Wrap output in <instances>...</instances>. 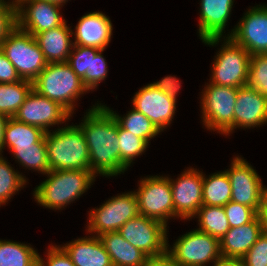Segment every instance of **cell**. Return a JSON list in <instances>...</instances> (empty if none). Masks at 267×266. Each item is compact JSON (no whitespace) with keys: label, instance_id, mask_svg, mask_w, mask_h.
Listing matches in <instances>:
<instances>
[{"label":"cell","instance_id":"obj_37","mask_svg":"<svg viewBox=\"0 0 267 266\" xmlns=\"http://www.w3.org/2000/svg\"><path fill=\"white\" fill-rule=\"evenodd\" d=\"M244 266H267V233L262 232L255 244L241 258Z\"/></svg>","mask_w":267,"mask_h":266},{"label":"cell","instance_id":"obj_14","mask_svg":"<svg viewBox=\"0 0 267 266\" xmlns=\"http://www.w3.org/2000/svg\"><path fill=\"white\" fill-rule=\"evenodd\" d=\"M224 37H230L251 55L267 53V4L247 9L238 24Z\"/></svg>","mask_w":267,"mask_h":266},{"label":"cell","instance_id":"obj_22","mask_svg":"<svg viewBox=\"0 0 267 266\" xmlns=\"http://www.w3.org/2000/svg\"><path fill=\"white\" fill-rule=\"evenodd\" d=\"M61 247L75 266H113L99 236L80 237Z\"/></svg>","mask_w":267,"mask_h":266},{"label":"cell","instance_id":"obj_4","mask_svg":"<svg viewBox=\"0 0 267 266\" xmlns=\"http://www.w3.org/2000/svg\"><path fill=\"white\" fill-rule=\"evenodd\" d=\"M32 85L37 93L58 102L71 115L80 96L89 92L67 62L48 63Z\"/></svg>","mask_w":267,"mask_h":266},{"label":"cell","instance_id":"obj_16","mask_svg":"<svg viewBox=\"0 0 267 266\" xmlns=\"http://www.w3.org/2000/svg\"><path fill=\"white\" fill-rule=\"evenodd\" d=\"M61 5L41 0H19L16 3L17 26L35 36L45 30L63 25Z\"/></svg>","mask_w":267,"mask_h":266},{"label":"cell","instance_id":"obj_21","mask_svg":"<svg viewBox=\"0 0 267 266\" xmlns=\"http://www.w3.org/2000/svg\"><path fill=\"white\" fill-rule=\"evenodd\" d=\"M262 232L258 214L249 223L230 228L220 240L221 256L224 258L241 259L255 244Z\"/></svg>","mask_w":267,"mask_h":266},{"label":"cell","instance_id":"obj_48","mask_svg":"<svg viewBox=\"0 0 267 266\" xmlns=\"http://www.w3.org/2000/svg\"><path fill=\"white\" fill-rule=\"evenodd\" d=\"M19 0H12V2L17 3Z\"/></svg>","mask_w":267,"mask_h":266},{"label":"cell","instance_id":"obj_18","mask_svg":"<svg viewBox=\"0 0 267 266\" xmlns=\"http://www.w3.org/2000/svg\"><path fill=\"white\" fill-rule=\"evenodd\" d=\"M72 31L73 45L106 49L111 42L113 25L109 16L102 12H90L83 15Z\"/></svg>","mask_w":267,"mask_h":266},{"label":"cell","instance_id":"obj_2","mask_svg":"<svg viewBox=\"0 0 267 266\" xmlns=\"http://www.w3.org/2000/svg\"><path fill=\"white\" fill-rule=\"evenodd\" d=\"M46 176L33 191L34 201L58 211L87 192L97 177L91 170H50Z\"/></svg>","mask_w":267,"mask_h":266},{"label":"cell","instance_id":"obj_47","mask_svg":"<svg viewBox=\"0 0 267 266\" xmlns=\"http://www.w3.org/2000/svg\"><path fill=\"white\" fill-rule=\"evenodd\" d=\"M41 1L53 2V3L59 4L61 6H64V4H66V2H68V0H41Z\"/></svg>","mask_w":267,"mask_h":266},{"label":"cell","instance_id":"obj_32","mask_svg":"<svg viewBox=\"0 0 267 266\" xmlns=\"http://www.w3.org/2000/svg\"><path fill=\"white\" fill-rule=\"evenodd\" d=\"M27 178L0 155V206H4L21 188H24Z\"/></svg>","mask_w":267,"mask_h":266},{"label":"cell","instance_id":"obj_19","mask_svg":"<svg viewBox=\"0 0 267 266\" xmlns=\"http://www.w3.org/2000/svg\"><path fill=\"white\" fill-rule=\"evenodd\" d=\"M266 123L267 97L247 86L239 87L234 107V129H250Z\"/></svg>","mask_w":267,"mask_h":266},{"label":"cell","instance_id":"obj_43","mask_svg":"<svg viewBox=\"0 0 267 266\" xmlns=\"http://www.w3.org/2000/svg\"><path fill=\"white\" fill-rule=\"evenodd\" d=\"M143 266H177L172 257L166 252L159 256L148 257Z\"/></svg>","mask_w":267,"mask_h":266},{"label":"cell","instance_id":"obj_39","mask_svg":"<svg viewBox=\"0 0 267 266\" xmlns=\"http://www.w3.org/2000/svg\"><path fill=\"white\" fill-rule=\"evenodd\" d=\"M105 49H101L96 55H91L90 64V91L97 89L99 84L106 79L108 73V65L106 59L102 55Z\"/></svg>","mask_w":267,"mask_h":266},{"label":"cell","instance_id":"obj_45","mask_svg":"<svg viewBox=\"0 0 267 266\" xmlns=\"http://www.w3.org/2000/svg\"><path fill=\"white\" fill-rule=\"evenodd\" d=\"M9 118V116L0 112V155H2V152L4 150V133Z\"/></svg>","mask_w":267,"mask_h":266},{"label":"cell","instance_id":"obj_42","mask_svg":"<svg viewBox=\"0 0 267 266\" xmlns=\"http://www.w3.org/2000/svg\"><path fill=\"white\" fill-rule=\"evenodd\" d=\"M155 88L160 89L170 98L177 100L178 92L181 88V80L175 76H166L159 81L151 83Z\"/></svg>","mask_w":267,"mask_h":266},{"label":"cell","instance_id":"obj_44","mask_svg":"<svg viewBox=\"0 0 267 266\" xmlns=\"http://www.w3.org/2000/svg\"><path fill=\"white\" fill-rule=\"evenodd\" d=\"M258 216L261 221L262 231L267 233V187L266 186H264L262 192V200Z\"/></svg>","mask_w":267,"mask_h":266},{"label":"cell","instance_id":"obj_38","mask_svg":"<svg viewBox=\"0 0 267 266\" xmlns=\"http://www.w3.org/2000/svg\"><path fill=\"white\" fill-rule=\"evenodd\" d=\"M11 0L0 2V42L16 26V3Z\"/></svg>","mask_w":267,"mask_h":266},{"label":"cell","instance_id":"obj_40","mask_svg":"<svg viewBox=\"0 0 267 266\" xmlns=\"http://www.w3.org/2000/svg\"><path fill=\"white\" fill-rule=\"evenodd\" d=\"M46 251V260L38 255V266H75L60 245H50Z\"/></svg>","mask_w":267,"mask_h":266},{"label":"cell","instance_id":"obj_41","mask_svg":"<svg viewBox=\"0 0 267 266\" xmlns=\"http://www.w3.org/2000/svg\"><path fill=\"white\" fill-rule=\"evenodd\" d=\"M14 65L7 59L5 53L0 49V83H14L20 81Z\"/></svg>","mask_w":267,"mask_h":266},{"label":"cell","instance_id":"obj_34","mask_svg":"<svg viewBox=\"0 0 267 266\" xmlns=\"http://www.w3.org/2000/svg\"><path fill=\"white\" fill-rule=\"evenodd\" d=\"M118 141L120 146V161L128 169L133 164V160L137 156H141L146 152L149 143L132 134L131 132L122 129L118 124Z\"/></svg>","mask_w":267,"mask_h":266},{"label":"cell","instance_id":"obj_27","mask_svg":"<svg viewBox=\"0 0 267 266\" xmlns=\"http://www.w3.org/2000/svg\"><path fill=\"white\" fill-rule=\"evenodd\" d=\"M38 255L29 243L0 239V266H38Z\"/></svg>","mask_w":267,"mask_h":266},{"label":"cell","instance_id":"obj_26","mask_svg":"<svg viewBox=\"0 0 267 266\" xmlns=\"http://www.w3.org/2000/svg\"><path fill=\"white\" fill-rule=\"evenodd\" d=\"M45 133L39 127L25 124L10 117L5 127L4 149L6 146L9 150L32 146V144L38 143L45 136Z\"/></svg>","mask_w":267,"mask_h":266},{"label":"cell","instance_id":"obj_31","mask_svg":"<svg viewBox=\"0 0 267 266\" xmlns=\"http://www.w3.org/2000/svg\"><path fill=\"white\" fill-rule=\"evenodd\" d=\"M197 216V217H196ZM198 218L197 230L221 240L230 229L225 210L220 206L203 205L195 215Z\"/></svg>","mask_w":267,"mask_h":266},{"label":"cell","instance_id":"obj_6","mask_svg":"<svg viewBox=\"0 0 267 266\" xmlns=\"http://www.w3.org/2000/svg\"><path fill=\"white\" fill-rule=\"evenodd\" d=\"M200 108L203 125L210 131L230 135L234 130V107L238 88L205 84Z\"/></svg>","mask_w":267,"mask_h":266},{"label":"cell","instance_id":"obj_23","mask_svg":"<svg viewBox=\"0 0 267 266\" xmlns=\"http://www.w3.org/2000/svg\"><path fill=\"white\" fill-rule=\"evenodd\" d=\"M37 33V41L47 63L67 62L73 40L72 29L66 24Z\"/></svg>","mask_w":267,"mask_h":266},{"label":"cell","instance_id":"obj_35","mask_svg":"<svg viewBox=\"0 0 267 266\" xmlns=\"http://www.w3.org/2000/svg\"><path fill=\"white\" fill-rule=\"evenodd\" d=\"M246 86L267 97V53L251 55Z\"/></svg>","mask_w":267,"mask_h":266},{"label":"cell","instance_id":"obj_13","mask_svg":"<svg viewBox=\"0 0 267 266\" xmlns=\"http://www.w3.org/2000/svg\"><path fill=\"white\" fill-rule=\"evenodd\" d=\"M72 115L58 102L40 95L34 89L30 91L14 118L28 125L41 128L45 132L51 127L68 122ZM49 128V129H48Z\"/></svg>","mask_w":267,"mask_h":266},{"label":"cell","instance_id":"obj_29","mask_svg":"<svg viewBox=\"0 0 267 266\" xmlns=\"http://www.w3.org/2000/svg\"><path fill=\"white\" fill-rule=\"evenodd\" d=\"M32 89V81L24 79L14 83H0V112L14 117Z\"/></svg>","mask_w":267,"mask_h":266},{"label":"cell","instance_id":"obj_20","mask_svg":"<svg viewBox=\"0 0 267 266\" xmlns=\"http://www.w3.org/2000/svg\"><path fill=\"white\" fill-rule=\"evenodd\" d=\"M198 33L200 40L223 38L234 0H201Z\"/></svg>","mask_w":267,"mask_h":266},{"label":"cell","instance_id":"obj_33","mask_svg":"<svg viewBox=\"0 0 267 266\" xmlns=\"http://www.w3.org/2000/svg\"><path fill=\"white\" fill-rule=\"evenodd\" d=\"M100 50L96 47L73 45L67 60L71 69L82 79L89 91L91 55H96Z\"/></svg>","mask_w":267,"mask_h":266},{"label":"cell","instance_id":"obj_30","mask_svg":"<svg viewBox=\"0 0 267 266\" xmlns=\"http://www.w3.org/2000/svg\"><path fill=\"white\" fill-rule=\"evenodd\" d=\"M104 106L111 112L122 129L146 140L148 143L161 133L145 115L134 108L128 111L125 116H119L116 111H113L111 108L107 107V105Z\"/></svg>","mask_w":267,"mask_h":266},{"label":"cell","instance_id":"obj_17","mask_svg":"<svg viewBox=\"0 0 267 266\" xmlns=\"http://www.w3.org/2000/svg\"><path fill=\"white\" fill-rule=\"evenodd\" d=\"M176 102L151 83L140 88L132 99L133 108L145 115L160 132L171 125L176 113Z\"/></svg>","mask_w":267,"mask_h":266},{"label":"cell","instance_id":"obj_10","mask_svg":"<svg viewBox=\"0 0 267 266\" xmlns=\"http://www.w3.org/2000/svg\"><path fill=\"white\" fill-rule=\"evenodd\" d=\"M135 192L139 213L167 226L175 218L171 184L168 176H147L138 182Z\"/></svg>","mask_w":267,"mask_h":266},{"label":"cell","instance_id":"obj_9","mask_svg":"<svg viewBox=\"0 0 267 266\" xmlns=\"http://www.w3.org/2000/svg\"><path fill=\"white\" fill-rule=\"evenodd\" d=\"M172 246L167 243V253L177 266H206L222 257L220 240L197 229L186 232Z\"/></svg>","mask_w":267,"mask_h":266},{"label":"cell","instance_id":"obj_36","mask_svg":"<svg viewBox=\"0 0 267 266\" xmlns=\"http://www.w3.org/2000/svg\"><path fill=\"white\" fill-rule=\"evenodd\" d=\"M229 221L230 228L249 223L257 213L250 207L230 201L223 206Z\"/></svg>","mask_w":267,"mask_h":266},{"label":"cell","instance_id":"obj_8","mask_svg":"<svg viewBox=\"0 0 267 266\" xmlns=\"http://www.w3.org/2000/svg\"><path fill=\"white\" fill-rule=\"evenodd\" d=\"M139 214L138 200L134 191L118 194L106 200L98 208L90 210L86 233L100 236L104 233L116 232L128 220Z\"/></svg>","mask_w":267,"mask_h":266},{"label":"cell","instance_id":"obj_1","mask_svg":"<svg viewBox=\"0 0 267 266\" xmlns=\"http://www.w3.org/2000/svg\"><path fill=\"white\" fill-rule=\"evenodd\" d=\"M79 123L90 155V170L98 176L115 177L128 169L120 161L118 122L102 103L91 106Z\"/></svg>","mask_w":267,"mask_h":266},{"label":"cell","instance_id":"obj_15","mask_svg":"<svg viewBox=\"0 0 267 266\" xmlns=\"http://www.w3.org/2000/svg\"><path fill=\"white\" fill-rule=\"evenodd\" d=\"M175 217L189 220L203 206V172L193 167L185 169L178 178L169 177Z\"/></svg>","mask_w":267,"mask_h":266},{"label":"cell","instance_id":"obj_28","mask_svg":"<svg viewBox=\"0 0 267 266\" xmlns=\"http://www.w3.org/2000/svg\"><path fill=\"white\" fill-rule=\"evenodd\" d=\"M10 151L15 161L25 169H32L43 175L50 171L45 136L32 146L12 148Z\"/></svg>","mask_w":267,"mask_h":266},{"label":"cell","instance_id":"obj_7","mask_svg":"<svg viewBox=\"0 0 267 266\" xmlns=\"http://www.w3.org/2000/svg\"><path fill=\"white\" fill-rule=\"evenodd\" d=\"M0 49L24 80L33 82L48 64L34 36L18 26L2 39Z\"/></svg>","mask_w":267,"mask_h":266},{"label":"cell","instance_id":"obj_3","mask_svg":"<svg viewBox=\"0 0 267 266\" xmlns=\"http://www.w3.org/2000/svg\"><path fill=\"white\" fill-rule=\"evenodd\" d=\"M50 170H90V155L78 125L59 127L45 133Z\"/></svg>","mask_w":267,"mask_h":266},{"label":"cell","instance_id":"obj_24","mask_svg":"<svg viewBox=\"0 0 267 266\" xmlns=\"http://www.w3.org/2000/svg\"><path fill=\"white\" fill-rule=\"evenodd\" d=\"M113 266H143L148 256L132 246L117 231L99 236Z\"/></svg>","mask_w":267,"mask_h":266},{"label":"cell","instance_id":"obj_11","mask_svg":"<svg viewBox=\"0 0 267 266\" xmlns=\"http://www.w3.org/2000/svg\"><path fill=\"white\" fill-rule=\"evenodd\" d=\"M167 230L168 227L163 223L139 214L117 232L148 257H154L167 252Z\"/></svg>","mask_w":267,"mask_h":266},{"label":"cell","instance_id":"obj_5","mask_svg":"<svg viewBox=\"0 0 267 266\" xmlns=\"http://www.w3.org/2000/svg\"><path fill=\"white\" fill-rule=\"evenodd\" d=\"M221 41L223 43L213 59L209 83L231 88L246 86L251 54L230 37L209 38L202 42L210 47Z\"/></svg>","mask_w":267,"mask_h":266},{"label":"cell","instance_id":"obj_25","mask_svg":"<svg viewBox=\"0 0 267 266\" xmlns=\"http://www.w3.org/2000/svg\"><path fill=\"white\" fill-rule=\"evenodd\" d=\"M231 193V182L225 170L208 177L203 174V205L223 207L231 201Z\"/></svg>","mask_w":267,"mask_h":266},{"label":"cell","instance_id":"obj_12","mask_svg":"<svg viewBox=\"0 0 267 266\" xmlns=\"http://www.w3.org/2000/svg\"><path fill=\"white\" fill-rule=\"evenodd\" d=\"M225 171L231 182V201L248 206L258 214L265 185L256 170L237 155Z\"/></svg>","mask_w":267,"mask_h":266},{"label":"cell","instance_id":"obj_46","mask_svg":"<svg viewBox=\"0 0 267 266\" xmlns=\"http://www.w3.org/2000/svg\"><path fill=\"white\" fill-rule=\"evenodd\" d=\"M213 266H244L241 259L224 258L216 260Z\"/></svg>","mask_w":267,"mask_h":266}]
</instances>
